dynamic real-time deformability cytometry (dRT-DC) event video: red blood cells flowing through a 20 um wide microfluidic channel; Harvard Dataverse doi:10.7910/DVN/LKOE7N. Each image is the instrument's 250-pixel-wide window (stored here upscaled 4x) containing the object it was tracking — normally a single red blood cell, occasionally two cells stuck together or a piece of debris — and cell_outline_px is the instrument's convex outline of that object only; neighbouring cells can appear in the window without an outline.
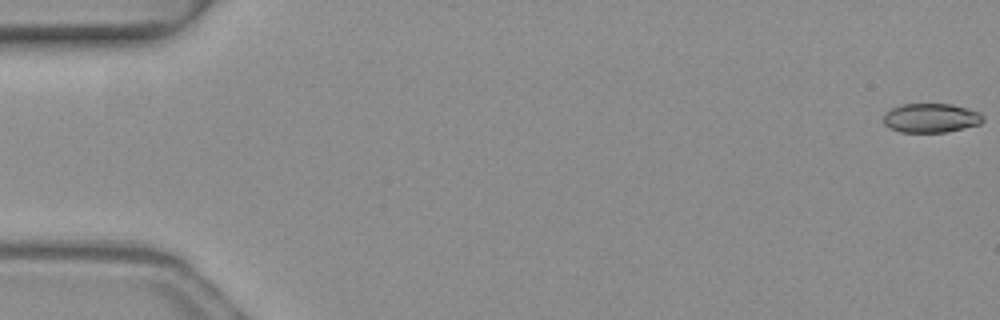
{"species": "common noctule bat (a hibernating species)", "species_latin": "Nyctalus noctula", "temperature_condition": "warm", "stored_images_in_passage": 4, "camera_frame_rate_fps": 3000, "um_per_image_px": 0.085, "animal": {"sex": "female", "body_mass_g": 19.3, "forearm_length_mm": 54.1}, "frame": {"image": 1, "passage_image": 1, "time_ms": 0.0, "image_size_px": [1000, 320], "cell_outline_px": [[984, 120], [980, 124], [964, 128], [944, 132], [900, 132], [884, 124], [884, 112], [900, 104], [952, 104], [968, 108], [980, 112], [984, 116]], "centroid_in_image_um": [79.15, 10.02], "position_along_channel_um": 5.9, "area_um2": 16.99}}
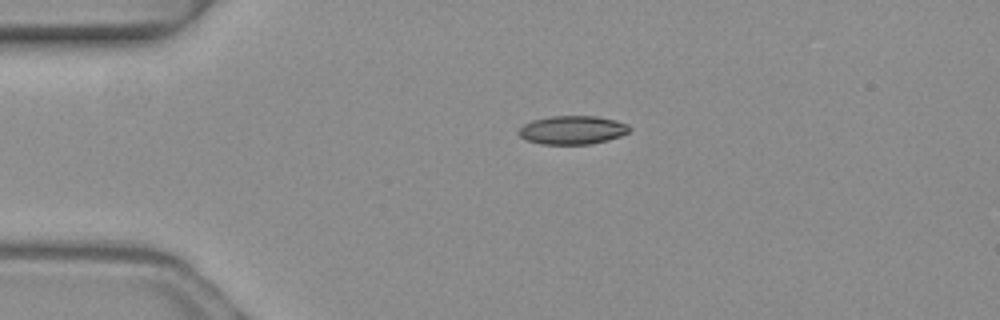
{"frame": {"image": 2, "passage_image": 4, "time_ms": 1.0, "image_size_px": [1000, 320], "cell_outline_px": [[632, 128], [628, 132], [620, 136], [608, 140], [592, 144], [540, 144], [524, 140], [516, 132], [524, 124], [532, 120], [552, 116], [596, 116], [616, 120], [628, 124]], "centroid_in_image_um": [48.65, 11.05], "position_along_channel_um": 36.4, "area_um2": 18.61}}